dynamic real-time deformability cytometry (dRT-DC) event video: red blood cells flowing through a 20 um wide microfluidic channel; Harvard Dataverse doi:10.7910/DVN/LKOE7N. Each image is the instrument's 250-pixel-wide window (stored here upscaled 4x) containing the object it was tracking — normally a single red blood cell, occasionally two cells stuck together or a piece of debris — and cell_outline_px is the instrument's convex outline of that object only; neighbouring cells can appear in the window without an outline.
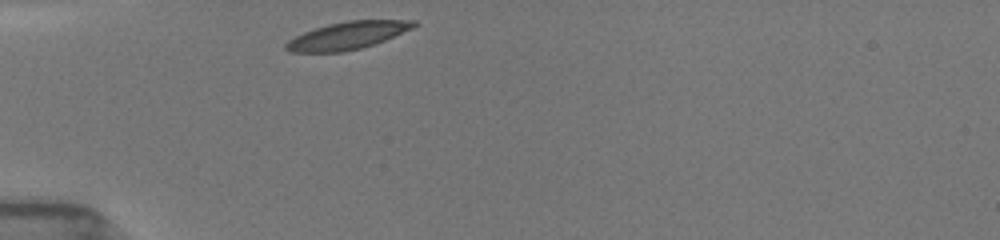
{"species": "common noctule bat (a hibernating species)", "species_latin": "Nyctalus noctula", "temperature_condition": "room temperature", "stored_images_in_passage": 16, "camera_frame_rate_fps": 3000, "um_per_image_px": 0.085, "animal": {"sex": "female", "body_mass_g": 19.5, "forearm_length_mm": 54.1}, "frame": {"image": 1, "passage_image": 1, "time_ms": 0.0, "image_size_px": [1000, 240], "cell_outline_px": [[416, 24], [412, 28], [376, 44], [344, 52], [288, 52], [284, 48], [284, 44], [288, 40], [304, 32], [328, 24], [348, 20], [416, 20]], "centroid_in_image_um": [29.51, 3.03], "position_along_channel_um": 55.5, "area_um2": 20.46}}
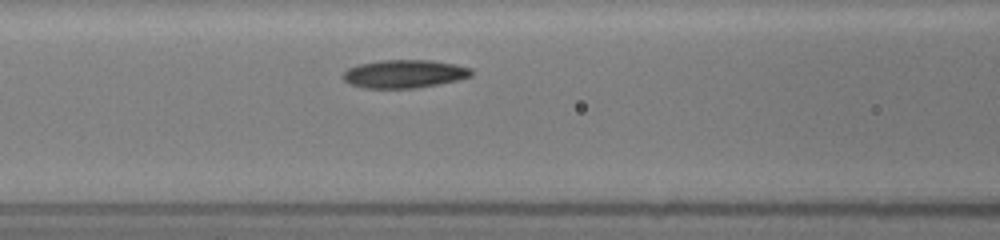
{"frame": {"image": 2, "passage_image": 6, "time_ms": 2.333, "image_size_px": [1000, 240], "cell_outline_px": [[472, 76], [460, 80], [440, 84], [416, 88], [364, 88], [348, 84], [340, 76], [348, 68], [360, 64], [380, 60], [432, 60], [472, 68]], "centroid_in_image_um": [34.36, 6.29], "position_along_channel_um": 132.2, "area_um2": 21.27}}
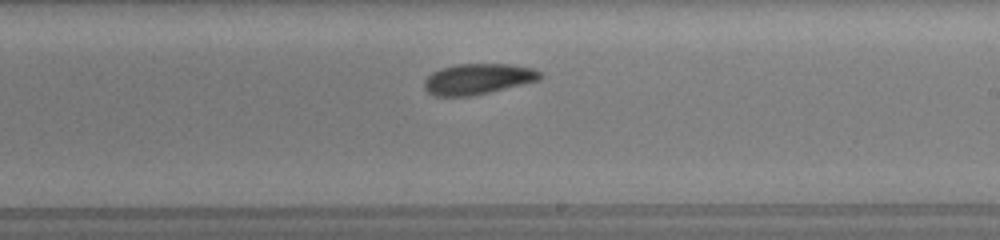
{"frame": {"image": 3, "passage_image": 13, "time_ms": 5.333, "image_size_px": [1000, 240], "cell_outline_px": [[544, 76], [540, 80], [472, 96], [436, 96], [428, 92], [424, 88], [424, 80], [432, 72], [440, 68], [456, 64], [512, 64], [532, 68], [544, 72]], "centroid_in_image_um": [40.65, 6.7], "position_along_channel_um": 248.3, "area_um2": 20.92}}